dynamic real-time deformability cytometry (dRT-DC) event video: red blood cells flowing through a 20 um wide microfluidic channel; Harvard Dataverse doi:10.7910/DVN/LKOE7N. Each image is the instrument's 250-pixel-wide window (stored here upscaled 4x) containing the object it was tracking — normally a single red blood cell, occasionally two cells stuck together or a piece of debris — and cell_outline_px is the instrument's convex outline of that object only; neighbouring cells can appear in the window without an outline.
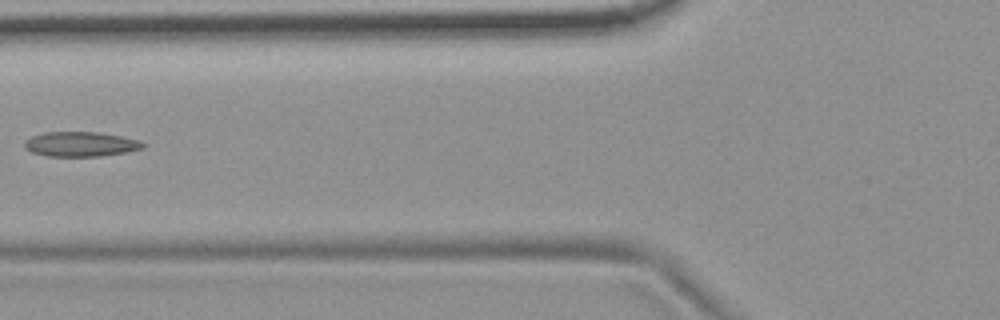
{"species": "common noctule bat (a hibernating species)", "species_latin": "Nyctalus noctula", "temperature_condition": "room temperature", "stored_images_in_passage": 10, "camera_frame_rate_fps": 3000, "um_per_image_px": 0.085, "animal": {"sex": "female", "body_mass_g": 19.9}, "frame": {"image": 1, "passage_image": 5, "time_ms": 1.333, "image_size_px": [1000, 320], "cell_outline_px": [[144, 148], [124, 152], [100, 156], [48, 156], [32, 152], [24, 148], [24, 140], [32, 136], [44, 132], [100, 132], [140, 140], [144, 144]], "centroid_in_image_um": [6.82, 12.24], "position_along_channel_um": 119.0, "area_um2": 17.05}}
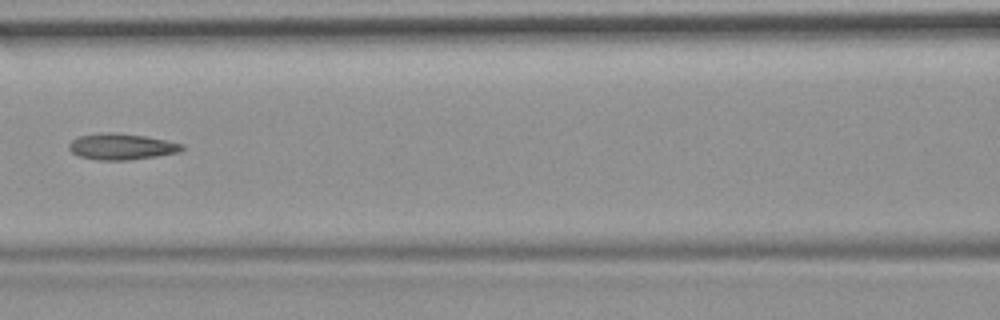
{"frame": {"image": 2, "passage_image": 6, "time_ms": 1.667, "image_size_px": [1000, 320], "cell_outline_px": [[184, 148], [180, 152], [156, 156], [128, 160], [96, 160], [80, 156], [72, 152], [68, 148], [68, 144], [72, 140], [80, 136], [100, 132], [112, 132], [144, 136], [184, 144]], "centroid_in_image_um": [10.31, 12.46], "position_along_channel_um": 156.3, "area_um2": 17.17}}
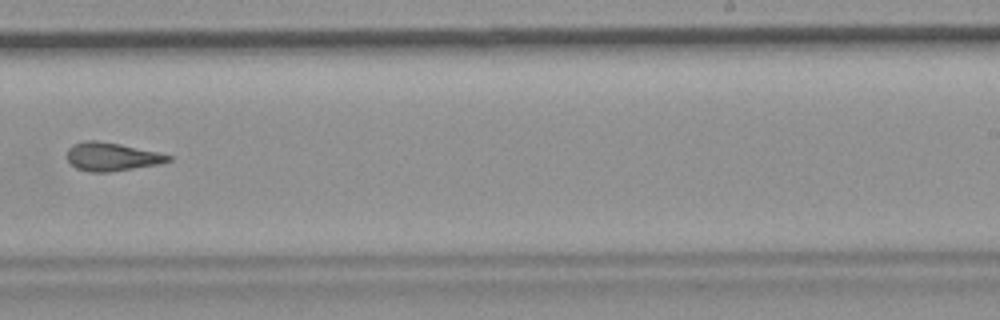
{"frame": {"image": 3, "passage_image": 9, "time_ms": 2.667, "image_size_px": [1000, 320], "cell_outline_px": [[172, 160], [160, 164], [108, 172], [88, 172], [76, 168], [64, 156], [68, 148], [72, 144], [84, 140], [96, 140], [120, 144], [160, 152], [172, 156]], "centroid_in_image_um": [9.47, 13.31], "position_along_channel_um": 279.5, "area_um2": 16.99}}